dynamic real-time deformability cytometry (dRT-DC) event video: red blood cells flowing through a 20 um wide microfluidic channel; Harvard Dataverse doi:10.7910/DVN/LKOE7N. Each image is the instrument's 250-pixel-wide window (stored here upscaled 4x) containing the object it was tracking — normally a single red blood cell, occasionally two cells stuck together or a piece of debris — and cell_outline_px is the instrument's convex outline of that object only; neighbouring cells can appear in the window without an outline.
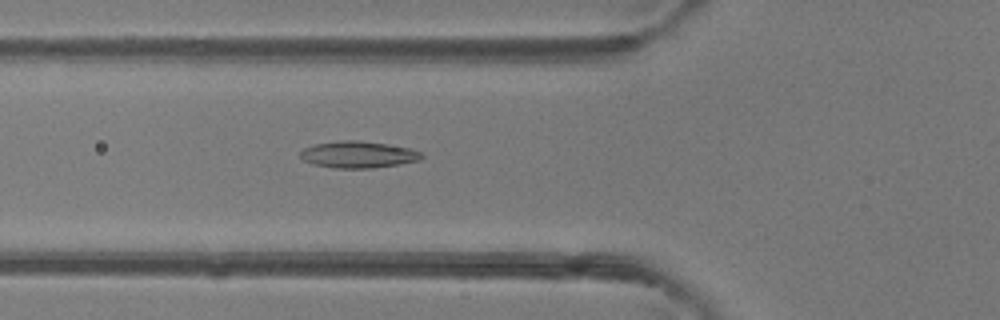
{"species": "common noctule bat (a hibernating species)", "species_latin": "Nyctalus noctula", "temperature_condition": "room temperature", "stored_images_in_passage": 42, "camera_frame_rate_fps": 3000, "um_per_image_px": 0.085, "animal": {"sex": "female"}, "frame": {"image": 1, "passage_image": 12, "time_ms": 3.667, "image_size_px": [1000, 320], "cell_outline_px": [[424, 156], [420, 160], [400, 164], [372, 168], [332, 168], [312, 164], [304, 160], [300, 156], [300, 152], [304, 148], [312, 144], [340, 140], [360, 140], [388, 144], [408, 148], [420, 152]], "centroid_in_image_um": [30.42, 13.13], "position_along_channel_um": 95.4, "area_um2": 19.02}}
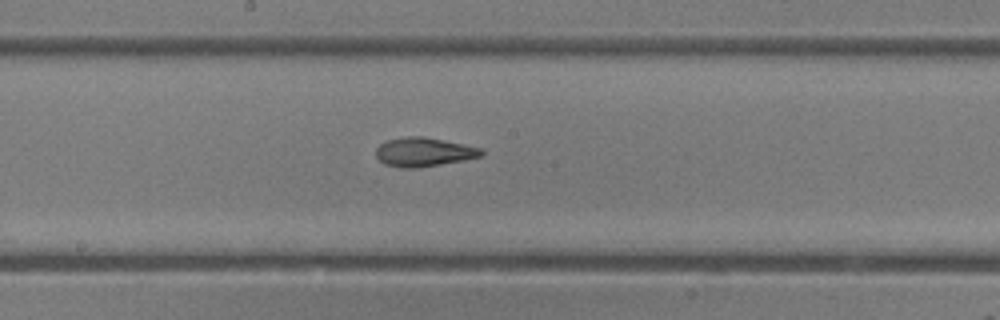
{"frame": {"image": 2, "passage_image": 20, "time_ms": 6.333, "image_size_px": [1000, 320], "cell_outline_px": [[484, 156], [464, 160], [416, 168], [400, 168], [384, 164], [376, 156], [376, 148], [380, 144], [388, 140], [408, 136], [424, 136], [484, 148]], "centroid_in_image_um": [36.06, 12.92], "position_along_channel_um": 212.1, "area_um2": 17.92}}
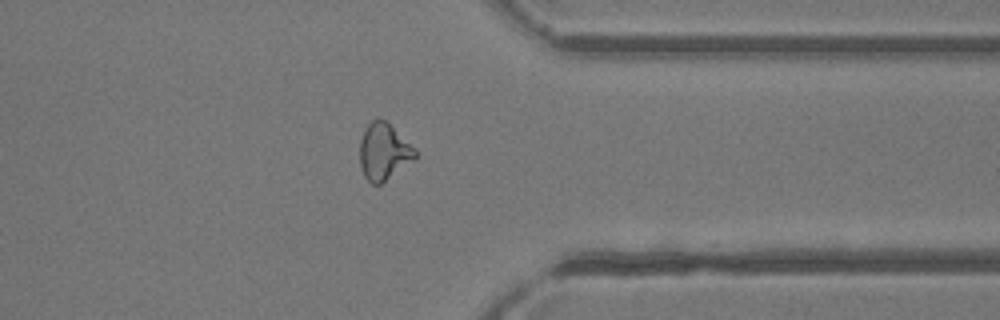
{"frame": {"image": 3, "passage_image": 32, "time_ms": 10.333, "image_size_px": [1000, 320], "cell_outline_px": [[416, 156], [380, 184], [372, 184], [364, 176], [360, 164], [360, 140], [364, 128], [372, 120], [388, 120], [416, 148]], "centroid_in_image_um": [32.61, 12.83], "position_along_channel_um": 378.8, "area_um2": 18.15}, "authors_computed_cell_mechanics": {"area_um2": 18.5827, "velocity_mm_per_s": 4.3568, "shape_relaxation_time_tau1_ms": 10.1195, "shape_relaxation_time_tau2_ms": 3.886, "deformation_change_tau1": 0.2735, "deformation_change_tau2": 0.1185}}